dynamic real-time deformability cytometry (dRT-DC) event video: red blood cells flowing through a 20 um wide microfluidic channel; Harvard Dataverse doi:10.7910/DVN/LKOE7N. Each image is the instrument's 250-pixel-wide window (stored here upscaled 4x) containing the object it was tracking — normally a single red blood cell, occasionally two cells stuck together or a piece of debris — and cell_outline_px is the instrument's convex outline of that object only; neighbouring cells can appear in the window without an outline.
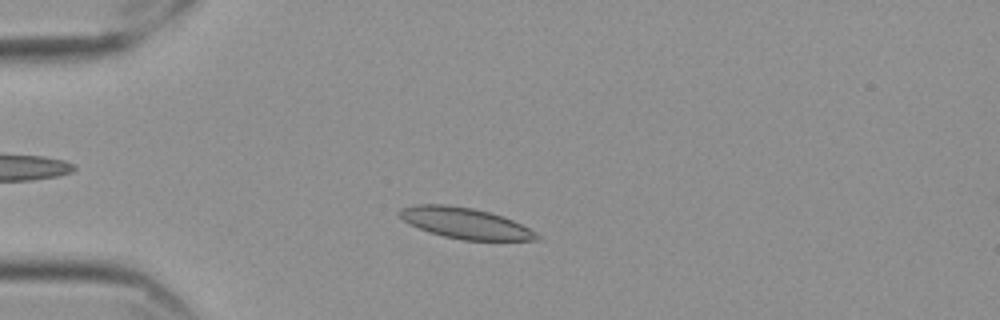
{"species": "Egyptian fruit bat (a non-hibernating species)", "species_latin": "Rousettus aegyptiacus", "temperature_condition": "cold", "stored_images_in_passage": 47, "camera_frame_rate_fps": 3000, "um_per_image_px": 0.085, "frame": {"image": 1, "passage_image": 4, "time_ms": 1.0, "image_size_px": [1000, 320], "cell_outline_px": [[540, 240], [464, 240], [444, 236], [428, 232], [408, 224], [396, 212], [400, 208], [416, 204], [448, 204], [472, 208], [504, 216], [536, 232], [540, 236]], "centroid_in_image_um": [39.5, 18.96], "position_along_channel_um": 45.5, "area_um2": 24.74}}
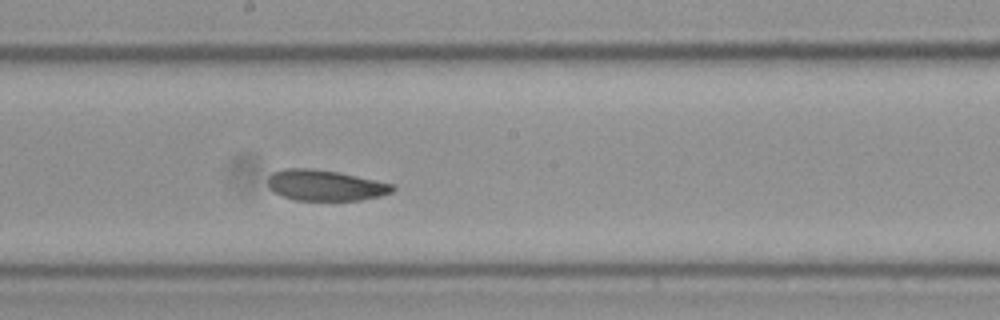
{"frame": {"image": 2, "passage_image": 21, "time_ms": 6.667, "image_size_px": [1000, 320], "cell_outline_px": [[396, 188], [392, 192], [380, 196], [360, 200], [296, 200], [272, 192], [268, 188], [268, 176], [272, 172], [284, 168], [308, 168], [336, 172], [396, 184]], "centroid_in_image_um": [27.63, 15.75], "position_along_channel_um": 220.6, "area_um2": 22.43}}
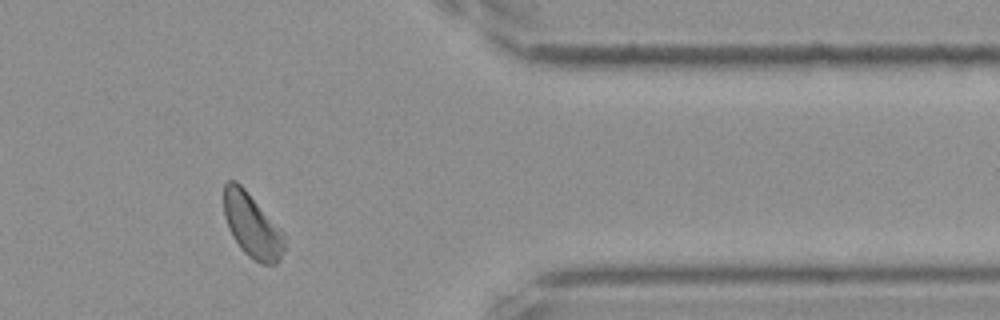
{"frame": {"image": 3, "passage_image": 37, "time_ms": 12.0, "image_size_px": [1000, 320], "cell_outline_px": [[284, 252], [280, 260], [276, 264], [260, 264], [248, 256], [240, 248], [232, 236], [228, 228], [224, 216], [224, 184], [228, 180], [236, 180], [244, 188], [284, 232]], "centroid_in_image_um": [21.42, 19.19], "position_along_channel_um": 390.0, "area_um2": 22.72}, "authors_computed_cell_mechanics": {"area_um2": 23.2356, "velocity_mm_per_s": 3.5003, "shape_relaxation_time_tau1_ms": null, "shape_relaxation_time_tau2_ms": 2.9894, "deformation_change_tau1": null, "deformation_change_tau2": 0.0819}}